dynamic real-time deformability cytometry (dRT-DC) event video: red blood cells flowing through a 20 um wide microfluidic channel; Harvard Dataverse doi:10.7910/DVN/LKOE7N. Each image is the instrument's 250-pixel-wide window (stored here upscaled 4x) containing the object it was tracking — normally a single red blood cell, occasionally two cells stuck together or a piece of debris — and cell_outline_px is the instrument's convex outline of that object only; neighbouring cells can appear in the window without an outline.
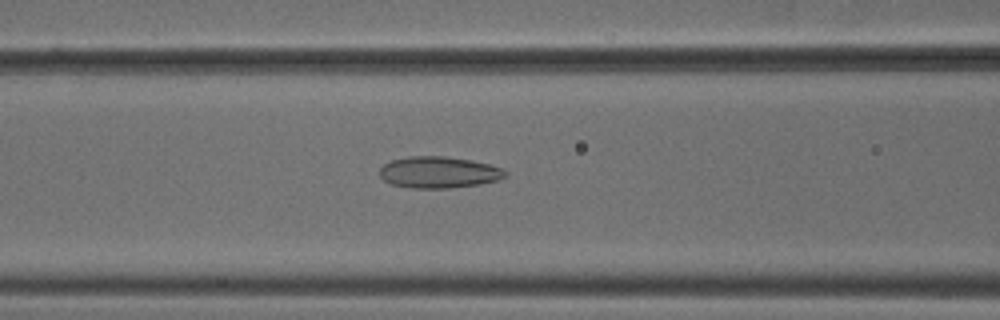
{"species": "common noctule bat (a hibernating species)", "species_latin": "Nyctalus noctula", "temperature_condition": "cold", "stored_images_in_passage": 46, "camera_frame_rate_fps": 3000, "um_per_image_px": 0.085, "animal": {"sex": "male", "body_mass_g": 18.8}, "frame": {"image": 1, "passage_image": 15, "time_ms": 4.667, "image_size_px": [1000, 320], "cell_outline_px": [[508, 176], [496, 180], [480, 184], [448, 188], [408, 188], [392, 184], [384, 180], [380, 176], [380, 168], [384, 164], [392, 160], [408, 156], [444, 156], [468, 160], [488, 164], [500, 168], [508, 172]], "centroid_in_image_um": [37.28, 14.65], "position_along_channel_um": 129.3, "area_um2": 22.95}}
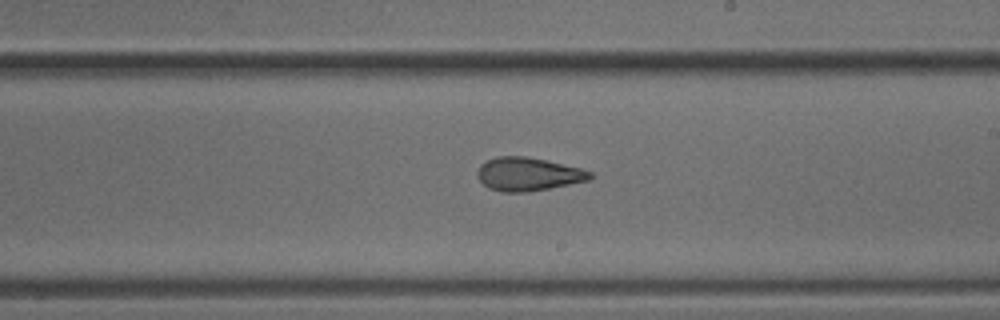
{"frame": {"image": 2, "passage_image": 24, "time_ms": 7.667, "image_size_px": [1000, 320], "cell_outline_px": [[596, 176], [592, 180], [528, 192], [500, 192], [488, 188], [476, 176], [476, 172], [480, 164], [496, 156], [524, 156], [544, 160], [580, 168], [592, 172]], "centroid_in_image_um": [44.9, 14.81], "position_along_channel_um": 244.1, "area_um2": 22.08}}
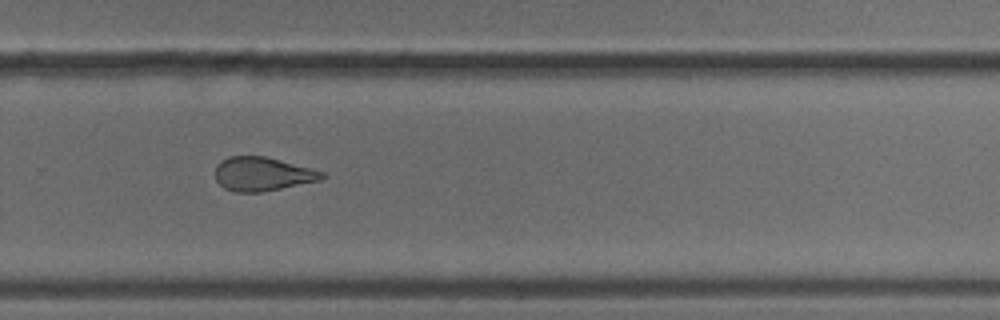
{"frame": {"image": 3, "passage_image": 29, "time_ms": 9.333, "image_size_px": [1000, 320], "cell_outline_px": [[328, 176], [320, 180], [260, 192], [236, 192], [224, 188], [216, 180], [216, 164], [220, 160], [228, 156], [264, 156], [312, 168], [324, 172]], "centroid_in_image_um": [22.3, 14.78], "position_along_channel_um": 307.5, "area_um2": 20.98}, "authors_computed_cell_mechanics": {"area_um2": 22.9755, "velocity_mm_per_s": 3.8146, "shape_relaxation_time_tau1_ms": null, "shape_relaxation_time_tau2_ms": 2.3816, "deformation_change_tau1": null, "deformation_change_tau2": 0.1073}}